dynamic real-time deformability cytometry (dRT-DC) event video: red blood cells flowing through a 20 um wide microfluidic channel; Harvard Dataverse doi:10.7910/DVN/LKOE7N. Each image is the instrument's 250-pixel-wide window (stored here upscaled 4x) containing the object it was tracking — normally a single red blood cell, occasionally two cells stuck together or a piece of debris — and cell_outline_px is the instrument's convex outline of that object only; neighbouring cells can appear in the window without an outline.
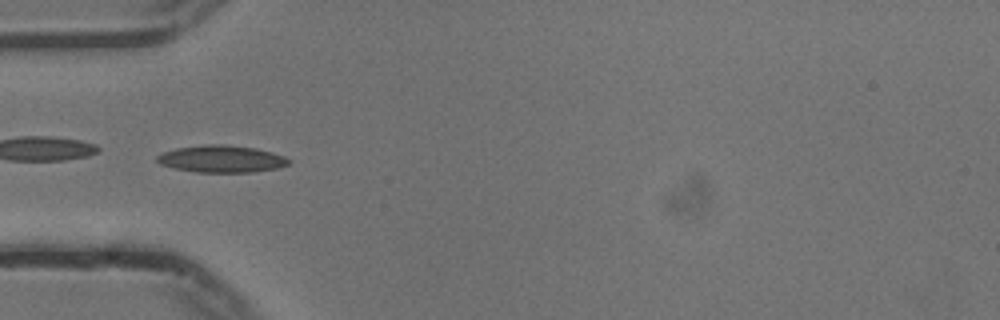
{"species": "common noctule bat (a hibernating species)", "species_latin": "Nyctalus noctula", "temperature_condition": "cold", "stored_images_in_passage": 14, "camera_frame_rate_fps": 3000, "um_per_image_px": 0.085, "animal": {"sex": "male", "body_mass_g": 13.3}, "frame": {"image": 1, "passage_image": 1, "time_ms": 0.0, "image_size_px": [1000, 320], "cell_outline_px": [[292, 160], [288, 164], [276, 168], [256, 172], [196, 172], [176, 168], [160, 164], [156, 160], [156, 156], [164, 152], [176, 148], [208, 144], [224, 144], [256, 148], [272, 152], [284, 156]], "centroid_in_image_um": [18.85, 13.5], "position_along_channel_um": 66.2, "area_um2": 20.75}}